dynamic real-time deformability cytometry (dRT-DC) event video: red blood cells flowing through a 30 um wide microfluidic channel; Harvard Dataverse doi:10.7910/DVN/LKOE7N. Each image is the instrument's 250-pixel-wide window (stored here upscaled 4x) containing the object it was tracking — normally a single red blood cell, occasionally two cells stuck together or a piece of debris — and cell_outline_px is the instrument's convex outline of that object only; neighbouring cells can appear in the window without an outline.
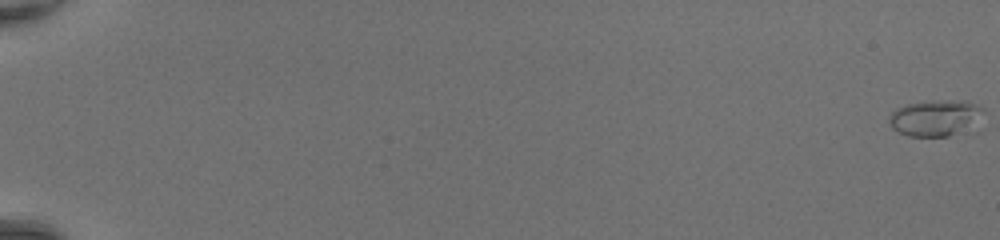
{"species": "common noctule bat (a hibernating species)", "species_latin": "Nyctalus noctula", "temperature_condition": "room temperature", "stored_images_in_passage": 51, "camera_frame_rate_fps": 3000, "um_per_image_px": 0.085, "animal": {"sex": "female", "body_mass_g": 20.0, "forearm_length_mm": 54.0}, "frame": {"image": 1, "passage_image": 1, "time_ms": 0.0, "image_size_px": [1000, 240], "cell_outline_px": [[984, 112], [968, 124], [948, 136], [908, 136], [892, 128], [888, 120], [888, 116], [896, 108], [908, 104], [956, 100], [968, 100], [984, 108]], "centroid_in_image_um": [79.4, 10.0], "position_along_channel_um": 5.6, "area_um2": 18.84}}
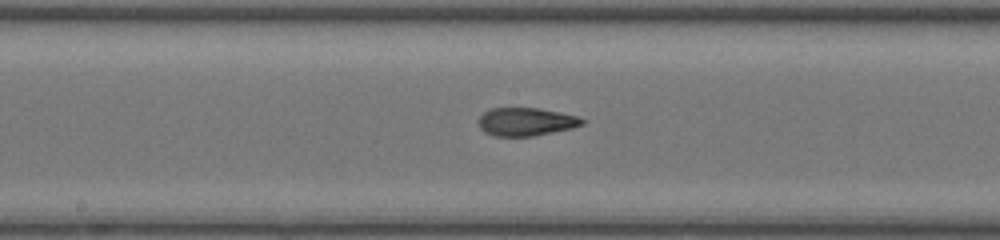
{"frame": {"image": 2, "passage_image": 30, "time_ms": 9.667, "image_size_px": [1000, 240], "cell_outline_px": [[588, 120], [584, 124], [572, 128], [532, 136], [492, 136], [484, 132], [480, 128], [480, 116], [484, 112], [492, 108], [540, 108], [560, 112], [576, 116]], "centroid_in_image_um": [44.74, 10.35], "position_along_channel_um": 203.5, "area_um2": 16.99}}
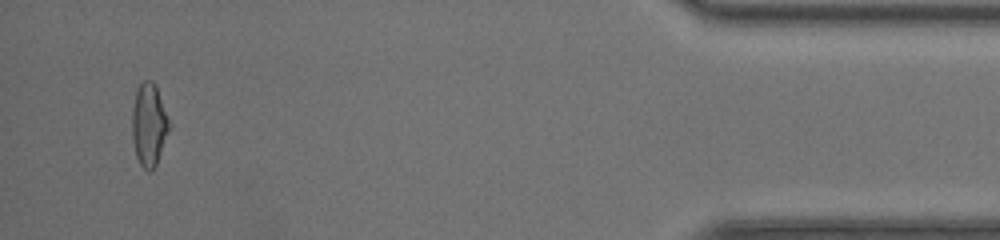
{"frame": {"image": 3, "passage_image": 49, "time_ms": 16.0, "image_size_px": [1000, 240], "cell_outline_px": [[168, 132], [156, 164], [148, 172], [140, 164], [136, 156], [132, 140], [132, 108], [136, 88], [144, 80], [152, 80], [156, 84], [168, 120]], "centroid_in_image_um": [12.62, 10.56], "position_along_channel_um": 422.6, "area_um2": 17.63}, "authors_computed_cell_mechanics": {"area_um2": 17.2244, "velocity_mm_per_s": 4.4405, "shape_relaxation_time_tau1_ms": 7.3414, "shape_relaxation_time_tau2_ms": 0.9438, "deformation_change_tau1": 0.2888, "deformation_change_tau2": 0.0709}}